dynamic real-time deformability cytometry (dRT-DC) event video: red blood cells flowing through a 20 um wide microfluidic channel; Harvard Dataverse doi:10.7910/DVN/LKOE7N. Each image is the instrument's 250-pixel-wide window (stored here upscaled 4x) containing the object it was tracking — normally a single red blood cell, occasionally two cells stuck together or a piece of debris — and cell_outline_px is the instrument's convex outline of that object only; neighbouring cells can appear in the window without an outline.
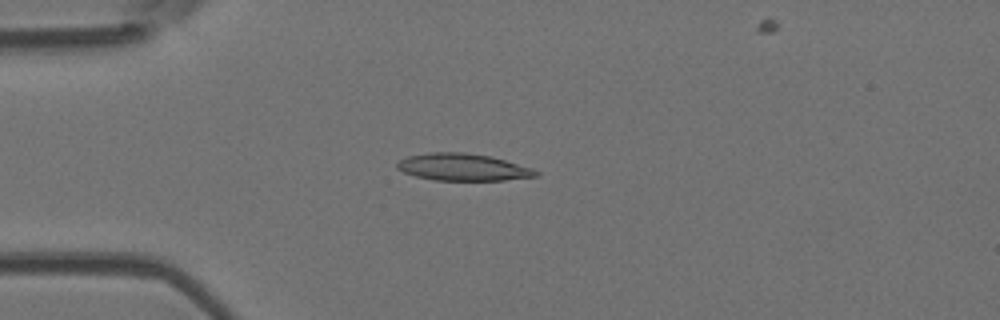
{"species": "Egyptian fruit bat (a non-hibernating species)", "species_latin": "Rousettus aegyptiacus", "temperature_condition": "room temperature", "stored_images_in_passage": 4, "camera_frame_rate_fps": 3000, "um_per_image_px": 0.085, "animal": {"sex": "female"}, "frame": {"image": 1, "passage_image": 3, "time_ms": 2.333, "image_size_px": [1000, 320], "cell_outline_px": [[540, 176], [504, 180], [436, 180], [416, 176], [404, 172], [396, 168], [396, 164], [400, 160], [408, 156], [428, 152], [464, 152], [492, 156], [532, 168], [540, 172]], "centroid_in_image_um": [39.37, 14.2], "position_along_channel_um": 45.6, "area_um2": 21.96}}